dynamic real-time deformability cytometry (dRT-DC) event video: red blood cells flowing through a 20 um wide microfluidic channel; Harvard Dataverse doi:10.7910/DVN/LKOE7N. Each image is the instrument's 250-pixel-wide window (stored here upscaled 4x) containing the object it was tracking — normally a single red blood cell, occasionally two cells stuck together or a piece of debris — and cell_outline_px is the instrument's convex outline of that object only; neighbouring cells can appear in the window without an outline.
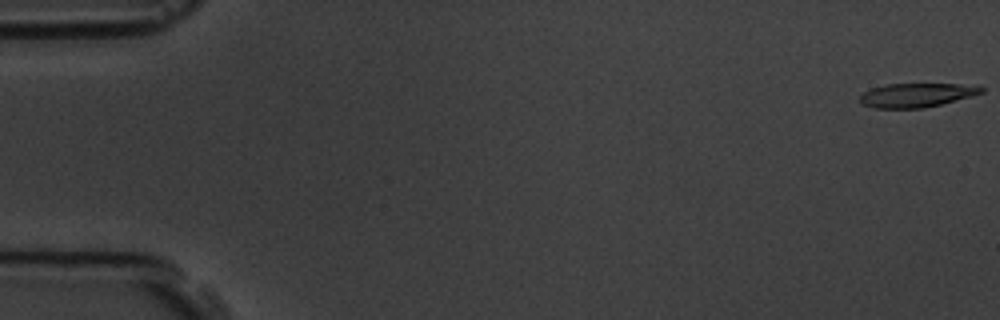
{"species": "common noctule bat (a hibernating species)", "species_latin": "Nyctalus noctula", "temperature_condition": "room temperature", "stored_images_in_passage": 6, "camera_frame_rate_fps": 3000, "um_per_image_px": 0.085, "animal": {"sex": "male", "body_mass_g": 19.5, "forearm_length_mm": 54.6}, "frame": {"image": 1, "passage_image": 1, "time_ms": 0.0, "image_size_px": [1000, 320], "cell_outline_px": [[984, 92], [972, 96], [924, 108], [872, 108], [860, 104], [860, 96], [864, 92], [872, 88], [884, 84], [960, 84], [984, 88]], "centroid_in_image_um": [77.85, 8.09], "position_along_channel_um": 7.2, "area_um2": 16.88}}
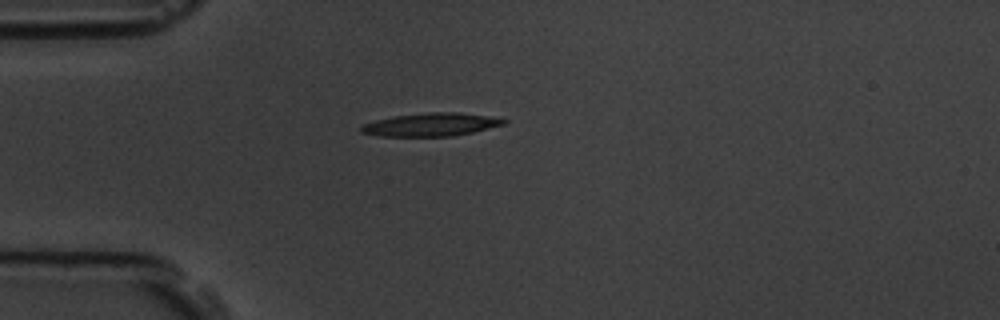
{"frame": {"image": 2, "passage_image": 5, "time_ms": 4.667, "image_size_px": [1000, 320], "cell_outline_px": [[508, 120], [504, 124], [472, 132], [452, 136], [380, 136], [360, 132], [360, 128], [364, 124], [376, 120], [396, 116], [428, 112], [460, 112], [488, 116]], "centroid_in_image_um": [36.63, 10.59], "position_along_channel_um": 48.4, "area_um2": 18.96}}